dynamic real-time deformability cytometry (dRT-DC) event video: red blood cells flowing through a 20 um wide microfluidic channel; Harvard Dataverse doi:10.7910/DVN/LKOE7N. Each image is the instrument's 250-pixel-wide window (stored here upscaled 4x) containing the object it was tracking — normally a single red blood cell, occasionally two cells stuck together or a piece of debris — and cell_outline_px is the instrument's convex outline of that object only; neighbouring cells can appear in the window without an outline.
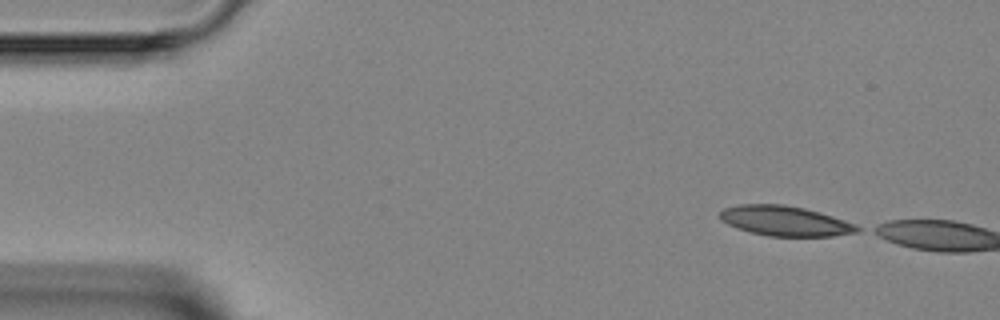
{"species": "Egyptian fruit bat (a non-hibernating species)", "species_latin": "Rousettus aegyptiacus", "temperature_condition": "room temperature", "stored_images_in_passage": 3, "camera_frame_rate_fps": 3000, "um_per_image_px": 0.085, "animal": {"sex": "female"}, "frame": {"image": 1, "passage_image": 1, "time_ms": 0.0, "image_size_px": [1000, 320], "cell_outline_px": [[864, 228], [860, 232], [832, 236], [768, 236], [736, 228], [720, 220], [720, 212], [724, 208], [740, 204], [784, 204], [804, 208], [820, 212], [856, 224]], "centroid_in_image_um": [66.77, 18.78], "position_along_channel_um": 18.2, "area_um2": 24.1}}